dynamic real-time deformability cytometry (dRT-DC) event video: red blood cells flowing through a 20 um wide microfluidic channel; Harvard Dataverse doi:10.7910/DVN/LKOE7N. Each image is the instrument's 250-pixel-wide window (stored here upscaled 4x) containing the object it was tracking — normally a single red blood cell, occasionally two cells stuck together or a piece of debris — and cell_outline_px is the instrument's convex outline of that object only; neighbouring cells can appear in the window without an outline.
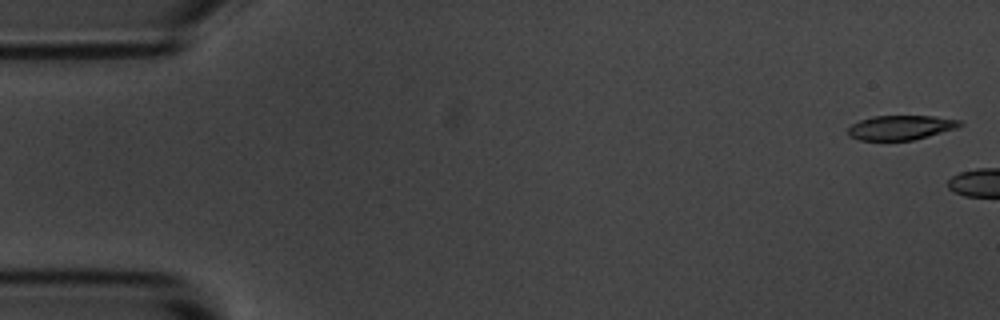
{"species": "common noctule bat (a hibernating species)", "species_latin": "Nyctalus noctula", "temperature_condition": "room temperature", "stored_images_in_passage": 2, "camera_frame_rate_fps": 3000, "um_per_image_px": 0.085, "animal": {"sex": "male", "body_mass_g": 20.1, "forearm_length_mm": 53.5}, "frame": {"image": 1, "passage_image": 1, "time_ms": 0.0, "image_size_px": [1000, 320], "cell_outline_px": [[964, 124], [956, 128], [928, 136], [912, 140], [860, 140], [848, 136], [848, 128], [852, 124], [860, 120], [872, 116], [936, 116], [960, 120]], "centroid_in_image_um": [76.56, 10.83], "position_along_channel_um": 8.4, "area_um2": 15.95}}